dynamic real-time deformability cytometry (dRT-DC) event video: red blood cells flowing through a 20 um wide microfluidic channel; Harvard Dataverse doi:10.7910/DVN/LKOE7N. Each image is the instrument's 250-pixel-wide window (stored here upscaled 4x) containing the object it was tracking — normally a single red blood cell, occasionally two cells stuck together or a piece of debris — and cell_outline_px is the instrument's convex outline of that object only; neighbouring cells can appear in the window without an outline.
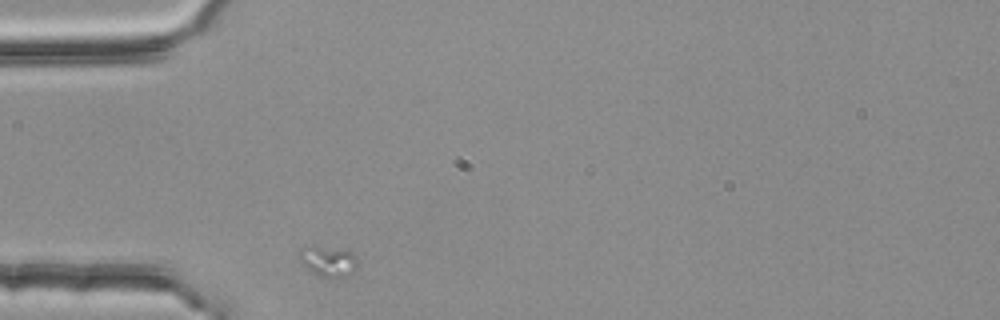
{"species": "common noctule bat (a hibernating species)", "species_latin": "Nyctalus noctula", "temperature_condition": "room temperature", "stored_images_in_passage": 4, "camera_frame_rate_fps": 3000, "um_per_image_px": 0.085, "animal": {"sex": "female", "body_mass_g": 25.1}, "frame": {"image": 1, "passage_image": 1, "time_ms": 0.0, "image_size_px": [1000, 320], "cell_outline_px": [[356, 264], [352, 272], [344, 276], [324, 280], [316, 276], [300, 260], [300, 252], [308, 244], [352, 252], [356, 256]], "centroid_in_image_um": [27.87, 22.23], "position_along_channel_um": 57.1, "area_um2": 10.29}}